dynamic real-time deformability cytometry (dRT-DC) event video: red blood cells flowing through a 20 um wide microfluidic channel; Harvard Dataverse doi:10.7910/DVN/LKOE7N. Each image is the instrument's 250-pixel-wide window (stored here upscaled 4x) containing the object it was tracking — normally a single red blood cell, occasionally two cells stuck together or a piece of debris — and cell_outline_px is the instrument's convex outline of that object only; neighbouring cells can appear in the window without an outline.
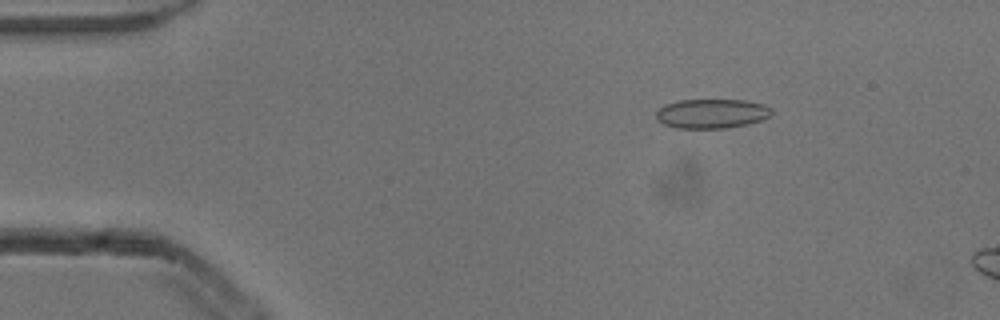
{"species": "common noctule bat (a hibernating species)", "species_latin": "Nyctalus noctula", "temperature_condition": "cold", "stored_images_in_passage": 5, "camera_frame_rate_fps": 3000, "um_per_image_px": 0.085, "animal": {"sex": "male", "body_mass_g": 13.3}, "frame": {"image": 1, "passage_image": 3, "time_ms": 0.667, "image_size_px": [1000, 320], "cell_outline_px": [[772, 112], [764, 120], [748, 124], [724, 128], [676, 128], [664, 124], [656, 120], [656, 112], [664, 104], [680, 100], [744, 100], [764, 104], [772, 108]], "centroid_in_image_um": [60.5, 9.65], "position_along_channel_um": 24.5, "area_um2": 19.88}}